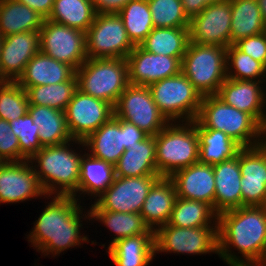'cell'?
<instances>
[{
	"mask_svg": "<svg viewBox=\"0 0 266 266\" xmlns=\"http://www.w3.org/2000/svg\"><path fill=\"white\" fill-rule=\"evenodd\" d=\"M265 254L266 206H242L218 215V255L228 266L259 264Z\"/></svg>",
	"mask_w": 266,
	"mask_h": 266,
	"instance_id": "1",
	"label": "cell"
},
{
	"mask_svg": "<svg viewBox=\"0 0 266 266\" xmlns=\"http://www.w3.org/2000/svg\"><path fill=\"white\" fill-rule=\"evenodd\" d=\"M55 197V198H54ZM53 200L44 208L32 232L27 235L37 252L47 256L51 253L55 257L70 247L80 246L82 242H89L87 236L80 233L82 216L90 221V211L82 214L84 208L78 197L54 195ZM78 202V204H77ZM81 215V216H80ZM85 215V216H84ZM81 217V218H80ZM82 241V242H81Z\"/></svg>",
	"mask_w": 266,
	"mask_h": 266,
	"instance_id": "2",
	"label": "cell"
},
{
	"mask_svg": "<svg viewBox=\"0 0 266 266\" xmlns=\"http://www.w3.org/2000/svg\"><path fill=\"white\" fill-rule=\"evenodd\" d=\"M70 142L44 146L30 159V163H35L34 171L45 194L48 195L46 198L52 194L75 198L78 195L83 154L70 149Z\"/></svg>",
	"mask_w": 266,
	"mask_h": 266,
	"instance_id": "3",
	"label": "cell"
},
{
	"mask_svg": "<svg viewBox=\"0 0 266 266\" xmlns=\"http://www.w3.org/2000/svg\"><path fill=\"white\" fill-rule=\"evenodd\" d=\"M201 128L226 133L242 148L261 145L262 126L248 113L226 104L217 95L203 96L196 120Z\"/></svg>",
	"mask_w": 266,
	"mask_h": 266,
	"instance_id": "4",
	"label": "cell"
},
{
	"mask_svg": "<svg viewBox=\"0 0 266 266\" xmlns=\"http://www.w3.org/2000/svg\"><path fill=\"white\" fill-rule=\"evenodd\" d=\"M176 123L169 122L155 135L156 167L160 177H170L174 172L199 162L195 121Z\"/></svg>",
	"mask_w": 266,
	"mask_h": 266,
	"instance_id": "5",
	"label": "cell"
},
{
	"mask_svg": "<svg viewBox=\"0 0 266 266\" xmlns=\"http://www.w3.org/2000/svg\"><path fill=\"white\" fill-rule=\"evenodd\" d=\"M75 75L78 90L113 107L129 85L128 63L123 58H87Z\"/></svg>",
	"mask_w": 266,
	"mask_h": 266,
	"instance_id": "6",
	"label": "cell"
},
{
	"mask_svg": "<svg viewBox=\"0 0 266 266\" xmlns=\"http://www.w3.org/2000/svg\"><path fill=\"white\" fill-rule=\"evenodd\" d=\"M226 49L189 41L181 60V72L201 96L217 95L227 78Z\"/></svg>",
	"mask_w": 266,
	"mask_h": 266,
	"instance_id": "7",
	"label": "cell"
},
{
	"mask_svg": "<svg viewBox=\"0 0 266 266\" xmlns=\"http://www.w3.org/2000/svg\"><path fill=\"white\" fill-rule=\"evenodd\" d=\"M148 88L159 111L169 122H180L181 118L182 123L196 120L202 96L182 72Z\"/></svg>",
	"mask_w": 266,
	"mask_h": 266,
	"instance_id": "8",
	"label": "cell"
},
{
	"mask_svg": "<svg viewBox=\"0 0 266 266\" xmlns=\"http://www.w3.org/2000/svg\"><path fill=\"white\" fill-rule=\"evenodd\" d=\"M134 47L118 13L96 14L86 31L87 58L126 59Z\"/></svg>",
	"mask_w": 266,
	"mask_h": 266,
	"instance_id": "9",
	"label": "cell"
},
{
	"mask_svg": "<svg viewBox=\"0 0 266 266\" xmlns=\"http://www.w3.org/2000/svg\"><path fill=\"white\" fill-rule=\"evenodd\" d=\"M214 225V226H213ZM155 253L218 255V223L198 228L163 225L155 232Z\"/></svg>",
	"mask_w": 266,
	"mask_h": 266,
	"instance_id": "10",
	"label": "cell"
},
{
	"mask_svg": "<svg viewBox=\"0 0 266 266\" xmlns=\"http://www.w3.org/2000/svg\"><path fill=\"white\" fill-rule=\"evenodd\" d=\"M113 108L115 117L136 125L149 136H155L169 123L147 86L129 84Z\"/></svg>",
	"mask_w": 266,
	"mask_h": 266,
	"instance_id": "11",
	"label": "cell"
},
{
	"mask_svg": "<svg viewBox=\"0 0 266 266\" xmlns=\"http://www.w3.org/2000/svg\"><path fill=\"white\" fill-rule=\"evenodd\" d=\"M159 175L117 177L94 201L89 211L140 213L143 203Z\"/></svg>",
	"mask_w": 266,
	"mask_h": 266,
	"instance_id": "12",
	"label": "cell"
},
{
	"mask_svg": "<svg viewBox=\"0 0 266 266\" xmlns=\"http://www.w3.org/2000/svg\"><path fill=\"white\" fill-rule=\"evenodd\" d=\"M39 34L40 51L75 71L87 60L85 32L44 19Z\"/></svg>",
	"mask_w": 266,
	"mask_h": 266,
	"instance_id": "13",
	"label": "cell"
},
{
	"mask_svg": "<svg viewBox=\"0 0 266 266\" xmlns=\"http://www.w3.org/2000/svg\"><path fill=\"white\" fill-rule=\"evenodd\" d=\"M65 115L71 137L84 141L114 115V108L110 103L77 89L66 107Z\"/></svg>",
	"mask_w": 266,
	"mask_h": 266,
	"instance_id": "14",
	"label": "cell"
},
{
	"mask_svg": "<svg viewBox=\"0 0 266 266\" xmlns=\"http://www.w3.org/2000/svg\"><path fill=\"white\" fill-rule=\"evenodd\" d=\"M231 19L230 0L209 4L190 20V41L200 45L229 47Z\"/></svg>",
	"mask_w": 266,
	"mask_h": 266,
	"instance_id": "15",
	"label": "cell"
},
{
	"mask_svg": "<svg viewBox=\"0 0 266 266\" xmlns=\"http://www.w3.org/2000/svg\"><path fill=\"white\" fill-rule=\"evenodd\" d=\"M33 166L30 160L0 165V203H19L32 197H46Z\"/></svg>",
	"mask_w": 266,
	"mask_h": 266,
	"instance_id": "16",
	"label": "cell"
},
{
	"mask_svg": "<svg viewBox=\"0 0 266 266\" xmlns=\"http://www.w3.org/2000/svg\"><path fill=\"white\" fill-rule=\"evenodd\" d=\"M129 84L150 86L151 84L178 75L182 57H170L145 51L135 46L127 56Z\"/></svg>",
	"mask_w": 266,
	"mask_h": 266,
	"instance_id": "17",
	"label": "cell"
},
{
	"mask_svg": "<svg viewBox=\"0 0 266 266\" xmlns=\"http://www.w3.org/2000/svg\"><path fill=\"white\" fill-rule=\"evenodd\" d=\"M242 206H266V150L261 146L238 152Z\"/></svg>",
	"mask_w": 266,
	"mask_h": 266,
	"instance_id": "18",
	"label": "cell"
},
{
	"mask_svg": "<svg viewBox=\"0 0 266 266\" xmlns=\"http://www.w3.org/2000/svg\"><path fill=\"white\" fill-rule=\"evenodd\" d=\"M40 51L39 31H29L2 37L0 80L16 82L27 63Z\"/></svg>",
	"mask_w": 266,
	"mask_h": 266,
	"instance_id": "19",
	"label": "cell"
},
{
	"mask_svg": "<svg viewBox=\"0 0 266 266\" xmlns=\"http://www.w3.org/2000/svg\"><path fill=\"white\" fill-rule=\"evenodd\" d=\"M265 81L233 80L226 78L217 96L226 104L250 114L261 126L265 119Z\"/></svg>",
	"mask_w": 266,
	"mask_h": 266,
	"instance_id": "20",
	"label": "cell"
},
{
	"mask_svg": "<svg viewBox=\"0 0 266 266\" xmlns=\"http://www.w3.org/2000/svg\"><path fill=\"white\" fill-rule=\"evenodd\" d=\"M177 193V197L203 201L214 209L215 178L213 166L196 163L174 172L169 177Z\"/></svg>",
	"mask_w": 266,
	"mask_h": 266,
	"instance_id": "21",
	"label": "cell"
},
{
	"mask_svg": "<svg viewBox=\"0 0 266 266\" xmlns=\"http://www.w3.org/2000/svg\"><path fill=\"white\" fill-rule=\"evenodd\" d=\"M215 178L214 211L222 212L242 207L241 171L238 154L213 165Z\"/></svg>",
	"mask_w": 266,
	"mask_h": 266,
	"instance_id": "22",
	"label": "cell"
},
{
	"mask_svg": "<svg viewBox=\"0 0 266 266\" xmlns=\"http://www.w3.org/2000/svg\"><path fill=\"white\" fill-rule=\"evenodd\" d=\"M83 143L91 156L115 165L125 151L124 120L113 115Z\"/></svg>",
	"mask_w": 266,
	"mask_h": 266,
	"instance_id": "23",
	"label": "cell"
},
{
	"mask_svg": "<svg viewBox=\"0 0 266 266\" xmlns=\"http://www.w3.org/2000/svg\"><path fill=\"white\" fill-rule=\"evenodd\" d=\"M177 193L169 177H160L151 187L141 209L144 223L154 232L170 219Z\"/></svg>",
	"mask_w": 266,
	"mask_h": 266,
	"instance_id": "24",
	"label": "cell"
},
{
	"mask_svg": "<svg viewBox=\"0 0 266 266\" xmlns=\"http://www.w3.org/2000/svg\"><path fill=\"white\" fill-rule=\"evenodd\" d=\"M75 70L68 64L59 62L39 51L25 66L16 81L25 90L38 85H52L68 81Z\"/></svg>",
	"mask_w": 266,
	"mask_h": 266,
	"instance_id": "25",
	"label": "cell"
},
{
	"mask_svg": "<svg viewBox=\"0 0 266 266\" xmlns=\"http://www.w3.org/2000/svg\"><path fill=\"white\" fill-rule=\"evenodd\" d=\"M108 254L116 266H147L155 253V234L142 233L122 238L108 247Z\"/></svg>",
	"mask_w": 266,
	"mask_h": 266,
	"instance_id": "26",
	"label": "cell"
},
{
	"mask_svg": "<svg viewBox=\"0 0 266 266\" xmlns=\"http://www.w3.org/2000/svg\"><path fill=\"white\" fill-rule=\"evenodd\" d=\"M28 113L33 123L39 126L38 136L41 145H60L69 141L84 145L83 141L73 139L69 133L65 111L48 106L29 105Z\"/></svg>",
	"mask_w": 266,
	"mask_h": 266,
	"instance_id": "27",
	"label": "cell"
},
{
	"mask_svg": "<svg viewBox=\"0 0 266 266\" xmlns=\"http://www.w3.org/2000/svg\"><path fill=\"white\" fill-rule=\"evenodd\" d=\"M114 169L117 177L159 175L156 167L155 136H148L125 150Z\"/></svg>",
	"mask_w": 266,
	"mask_h": 266,
	"instance_id": "28",
	"label": "cell"
},
{
	"mask_svg": "<svg viewBox=\"0 0 266 266\" xmlns=\"http://www.w3.org/2000/svg\"><path fill=\"white\" fill-rule=\"evenodd\" d=\"M197 135L199 139V163L216 165L237 156L242 147L232 140L226 133L201 128L196 122Z\"/></svg>",
	"mask_w": 266,
	"mask_h": 266,
	"instance_id": "29",
	"label": "cell"
},
{
	"mask_svg": "<svg viewBox=\"0 0 266 266\" xmlns=\"http://www.w3.org/2000/svg\"><path fill=\"white\" fill-rule=\"evenodd\" d=\"M44 18L16 0H0V37L40 31Z\"/></svg>",
	"mask_w": 266,
	"mask_h": 266,
	"instance_id": "30",
	"label": "cell"
},
{
	"mask_svg": "<svg viewBox=\"0 0 266 266\" xmlns=\"http://www.w3.org/2000/svg\"><path fill=\"white\" fill-rule=\"evenodd\" d=\"M114 165L84 153L78 183V193L99 197L114 181ZM81 191V192H80Z\"/></svg>",
	"mask_w": 266,
	"mask_h": 266,
	"instance_id": "31",
	"label": "cell"
},
{
	"mask_svg": "<svg viewBox=\"0 0 266 266\" xmlns=\"http://www.w3.org/2000/svg\"><path fill=\"white\" fill-rule=\"evenodd\" d=\"M230 3L232 15L231 44L242 38L264 33L266 24L257 0H230Z\"/></svg>",
	"mask_w": 266,
	"mask_h": 266,
	"instance_id": "32",
	"label": "cell"
},
{
	"mask_svg": "<svg viewBox=\"0 0 266 266\" xmlns=\"http://www.w3.org/2000/svg\"><path fill=\"white\" fill-rule=\"evenodd\" d=\"M189 41V27H154L139 46L145 51L154 54L183 57Z\"/></svg>",
	"mask_w": 266,
	"mask_h": 266,
	"instance_id": "33",
	"label": "cell"
},
{
	"mask_svg": "<svg viewBox=\"0 0 266 266\" xmlns=\"http://www.w3.org/2000/svg\"><path fill=\"white\" fill-rule=\"evenodd\" d=\"M212 220L218 223V214L211 205L177 197L168 224L180 228H198L211 226Z\"/></svg>",
	"mask_w": 266,
	"mask_h": 266,
	"instance_id": "34",
	"label": "cell"
},
{
	"mask_svg": "<svg viewBox=\"0 0 266 266\" xmlns=\"http://www.w3.org/2000/svg\"><path fill=\"white\" fill-rule=\"evenodd\" d=\"M95 15L91 0H54L47 19L86 33Z\"/></svg>",
	"mask_w": 266,
	"mask_h": 266,
	"instance_id": "35",
	"label": "cell"
},
{
	"mask_svg": "<svg viewBox=\"0 0 266 266\" xmlns=\"http://www.w3.org/2000/svg\"><path fill=\"white\" fill-rule=\"evenodd\" d=\"M76 90L77 78L74 74L68 81L52 85L33 86L25 91L29 105L48 106L65 111Z\"/></svg>",
	"mask_w": 266,
	"mask_h": 266,
	"instance_id": "36",
	"label": "cell"
},
{
	"mask_svg": "<svg viewBox=\"0 0 266 266\" xmlns=\"http://www.w3.org/2000/svg\"><path fill=\"white\" fill-rule=\"evenodd\" d=\"M90 218L103 223L110 231L116 234L114 235L116 237H113V240L108 247L122 238L142 233H154V231L149 229L144 223L140 213L90 211Z\"/></svg>",
	"mask_w": 266,
	"mask_h": 266,
	"instance_id": "37",
	"label": "cell"
},
{
	"mask_svg": "<svg viewBox=\"0 0 266 266\" xmlns=\"http://www.w3.org/2000/svg\"><path fill=\"white\" fill-rule=\"evenodd\" d=\"M118 15L134 46H139L154 28L147 0L130 1L118 12Z\"/></svg>",
	"mask_w": 266,
	"mask_h": 266,
	"instance_id": "38",
	"label": "cell"
},
{
	"mask_svg": "<svg viewBox=\"0 0 266 266\" xmlns=\"http://www.w3.org/2000/svg\"><path fill=\"white\" fill-rule=\"evenodd\" d=\"M227 78L266 81V66L240 51L234 44L226 49ZM234 69V70H233Z\"/></svg>",
	"mask_w": 266,
	"mask_h": 266,
	"instance_id": "39",
	"label": "cell"
},
{
	"mask_svg": "<svg viewBox=\"0 0 266 266\" xmlns=\"http://www.w3.org/2000/svg\"><path fill=\"white\" fill-rule=\"evenodd\" d=\"M154 27L179 28L189 27L190 19L186 16L181 0H147Z\"/></svg>",
	"mask_w": 266,
	"mask_h": 266,
	"instance_id": "40",
	"label": "cell"
},
{
	"mask_svg": "<svg viewBox=\"0 0 266 266\" xmlns=\"http://www.w3.org/2000/svg\"><path fill=\"white\" fill-rule=\"evenodd\" d=\"M28 98L24 88L17 82H0V118L13 121L28 112Z\"/></svg>",
	"mask_w": 266,
	"mask_h": 266,
	"instance_id": "41",
	"label": "cell"
},
{
	"mask_svg": "<svg viewBox=\"0 0 266 266\" xmlns=\"http://www.w3.org/2000/svg\"><path fill=\"white\" fill-rule=\"evenodd\" d=\"M10 129L18 137L20 146V161L30 160L43 146L39 141V126L27 112L24 116L10 121Z\"/></svg>",
	"mask_w": 266,
	"mask_h": 266,
	"instance_id": "42",
	"label": "cell"
},
{
	"mask_svg": "<svg viewBox=\"0 0 266 266\" xmlns=\"http://www.w3.org/2000/svg\"><path fill=\"white\" fill-rule=\"evenodd\" d=\"M0 158L4 162L20 161L18 137L10 129V122L0 118Z\"/></svg>",
	"mask_w": 266,
	"mask_h": 266,
	"instance_id": "43",
	"label": "cell"
},
{
	"mask_svg": "<svg viewBox=\"0 0 266 266\" xmlns=\"http://www.w3.org/2000/svg\"><path fill=\"white\" fill-rule=\"evenodd\" d=\"M234 45L240 51L266 66V36L264 33L242 38Z\"/></svg>",
	"mask_w": 266,
	"mask_h": 266,
	"instance_id": "44",
	"label": "cell"
},
{
	"mask_svg": "<svg viewBox=\"0 0 266 266\" xmlns=\"http://www.w3.org/2000/svg\"><path fill=\"white\" fill-rule=\"evenodd\" d=\"M96 14L118 13L132 0H91Z\"/></svg>",
	"mask_w": 266,
	"mask_h": 266,
	"instance_id": "45",
	"label": "cell"
},
{
	"mask_svg": "<svg viewBox=\"0 0 266 266\" xmlns=\"http://www.w3.org/2000/svg\"><path fill=\"white\" fill-rule=\"evenodd\" d=\"M149 135L136 125L124 120V147L125 150L132 148L136 142H140Z\"/></svg>",
	"mask_w": 266,
	"mask_h": 266,
	"instance_id": "46",
	"label": "cell"
},
{
	"mask_svg": "<svg viewBox=\"0 0 266 266\" xmlns=\"http://www.w3.org/2000/svg\"><path fill=\"white\" fill-rule=\"evenodd\" d=\"M222 0H181L186 16L191 20L204 10L209 4L220 2Z\"/></svg>",
	"mask_w": 266,
	"mask_h": 266,
	"instance_id": "47",
	"label": "cell"
},
{
	"mask_svg": "<svg viewBox=\"0 0 266 266\" xmlns=\"http://www.w3.org/2000/svg\"><path fill=\"white\" fill-rule=\"evenodd\" d=\"M36 11L44 19H47L52 11L54 0H16Z\"/></svg>",
	"mask_w": 266,
	"mask_h": 266,
	"instance_id": "48",
	"label": "cell"
},
{
	"mask_svg": "<svg viewBox=\"0 0 266 266\" xmlns=\"http://www.w3.org/2000/svg\"><path fill=\"white\" fill-rule=\"evenodd\" d=\"M264 23L266 24V0H257Z\"/></svg>",
	"mask_w": 266,
	"mask_h": 266,
	"instance_id": "49",
	"label": "cell"
},
{
	"mask_svg": "<svg viewBox=\"0 0 266 266\" xmlns=\"http://www.w3.org/2000/svg\"><path fill=\"white\" fill-rule=\"evenodd\" d=\"M261 146L266 150V119H264L261 129Z\"/></svg>",
	"mask_w": 266,
	"mask_h": 266,
	"instance_id": "50",
	"label": "cell"
},
{
	"mask_svg": "<svg viewBox=\"0 0 266 266\" xmlns=\"http://www.w3.org/2000/svg\"><path fill=\"white\" fill-rule=\"evenodd\" d=\"M260 266H266V254L264 255L262 261L259 263Z\"/></svg>",
	"mask_w": 266,
	"mask_h": 266,
	"instance_id": "51",
	"label": "cell"
},
{
	"mask_svg": "<svg viewBox=\"0 0 266 266\" xmlns=\"http://www.w3.org/2000/svg\"><path fill=\"white\" fill-rule=\"evenodd\" d=\"M264 99H265L264 102H265V105H266V93H265V98ZM264 114H265V119H266V112Z\"/></svg>",
	"mask_w": 266,
	"mask_h": 266,
	"instance_id": "52",
	"label": "cell"
},
{
	"mask_svg": "<svg viewBox=\"0 0 266 266\" xmlns=\"http://www.w3.org/2000/svg\"><path fill=\"white\" fill-rule=\"evenodd\" d=\"M2 37H0V51H1Z\"/></svg>",
	"mask_w": 266,
	"mask_h": 266,
	"instance_id": "53",
	"label": "cell"
},
{
	"mask_svg": "<svg viewBox=\"0 0 266 266\" xmlns=\"http://www.w3.org/2000/svg\"><path fill=\"white\" fill-rule=\"evenodd\" d=\"M2 163H4V161L0 158V165H1Z\"/></svg>",
	"mask_w": 266,
	"mask_h": 266,
	"instance_id": "54",
	"label": "cell"
}]
</instances>
